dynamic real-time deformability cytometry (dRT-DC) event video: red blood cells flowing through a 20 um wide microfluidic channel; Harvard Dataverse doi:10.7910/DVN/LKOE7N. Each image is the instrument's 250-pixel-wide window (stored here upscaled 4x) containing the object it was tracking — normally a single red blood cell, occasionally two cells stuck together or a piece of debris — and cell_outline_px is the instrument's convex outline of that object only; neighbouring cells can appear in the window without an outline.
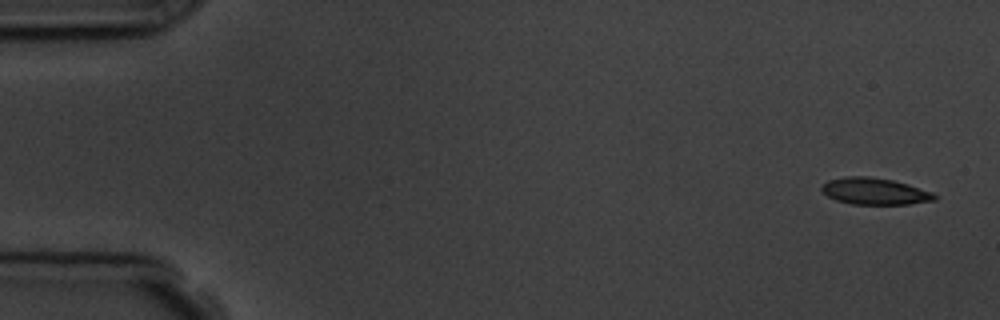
{"species": "common noctule bat (a hibernating species)", "species_latin": "Nyctalus noctula", "temperature_condition": "room temperature", "stored_images_in_passage": 5, "camera_frame_rate_fps": 3000, "um_per_image_px": 0.085, "animal": {"sex": "male", "body_mass_g": 19.5, "forearm_length_mm": 54.6}, "frame": {"image": 1, "passage_image": 1, "time_ms": 0.0, "image_size_px": [1000, 320], "cell_outline_px": [[936, 200], [908, 204], [852, 204], [836, 200], [828, 196], [820, 188], [828, 180], [848, 176], [868, 176], [892, 180], [908, 184], [932, 192], [936, 196]], "centroid_in_image_um": [74.35, 16.26], "position_along_channel_um": 10.6, "area_um2": 17.4}}
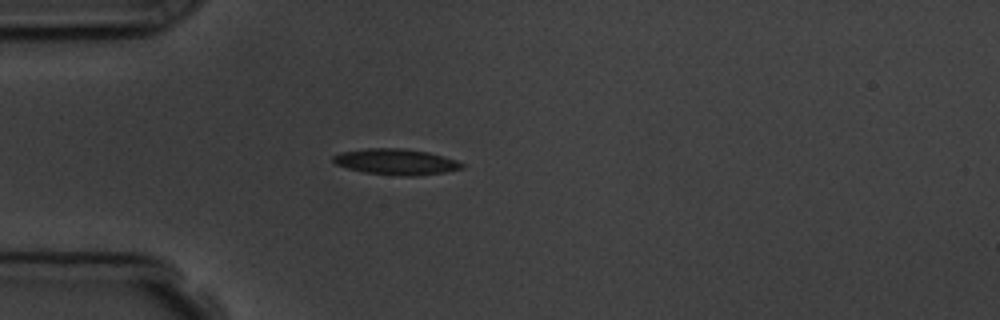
{"frame": {"image": 2, "passage_image": 4, "time_ms": 4.333, "image_size_px": [1000, 320], "cell_outline_px": [[464, 168], [444, 172], [416, 176], [400, 176], [364, 172], [348, 168], [336, 164], [332, 160], [332, 156], [340, 152], [368, 148], [404, 148], [428, 152], [444, 156], [456, 160], [464, 164]], "centroid_in_image_um": [33.67, 13.75], "position_along_channel_um": 51.3, "area_um2": 19.48}}